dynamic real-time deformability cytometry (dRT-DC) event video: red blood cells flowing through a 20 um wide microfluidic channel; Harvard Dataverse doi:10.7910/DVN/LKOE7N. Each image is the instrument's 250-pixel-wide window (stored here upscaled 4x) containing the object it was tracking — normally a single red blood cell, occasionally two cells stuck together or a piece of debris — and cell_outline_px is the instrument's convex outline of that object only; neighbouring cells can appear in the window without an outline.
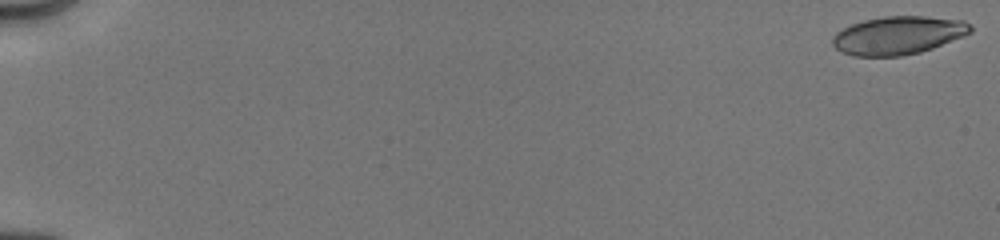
{"species": "human", "species_latin": "Homo sapiens", "temperature_condition": "cold", "stored_images_in_passage": 39, "camera_frame_rate_fps": 3000, "um_per_image_px": 0.085, "donor": {"sex": "male"}, "frame": {"image": 1, "passage_image": 1, "time_ms": 0.0, "image_size_px": [1000, 240], "cell_outline_px": [[972, 32], [964, 36], [932, 48], [920, 52], [900, 56], [852, 56], [840, 52], [832, 44], [832, 36], [836, 32], [852, 24], [864, 20], [884, 16], [924, 16], [964, 20], [972, 28]], "centroid_in_image_um": [76.32, 3.01], "position_along_channel_um": 8.7, "area_um2": 30.75}}
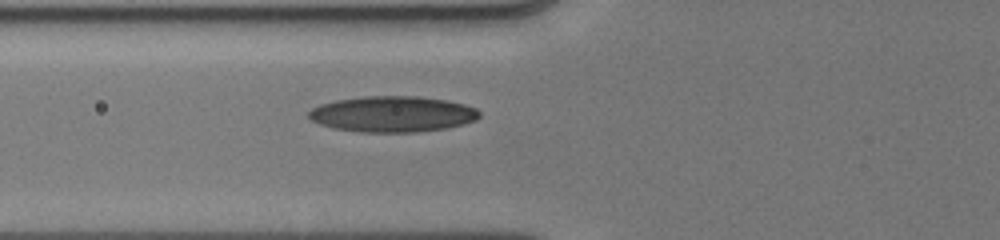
{"frame": {"image": 2, "passage_image": 36, "time_ms": 7.0, "image_size_px": [1000, 240], "cell_outline_px": [[480, 116], [476, 120], [444, 128], [416, 132], [360, 132], [336, 128], [320, 124], [312, 120], [308, 116], [308, 112], [312, 108], [320, 104], [336, 100], [364, 96], [416, 96], [444, 100], [464, 104], [476, 108], [480, 112]], "centroid_in_image_um": [33.35, 9.69], "position_along_channel_um": 92.5, "area_um2": 35.43}}
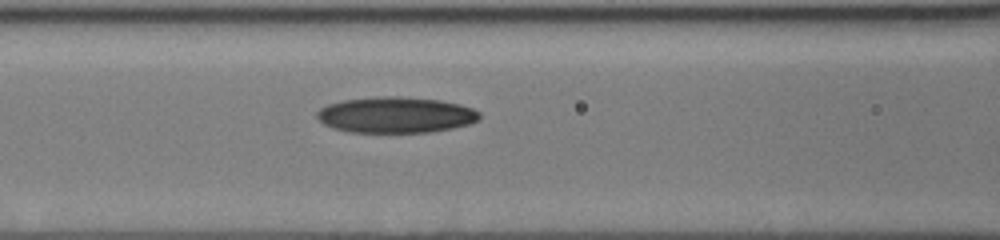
{"frame": {"image": 3, "passage_image": 39, "time_ms": 8.0, "image_size_px": [1000, 240], "cell_outline_px": [[480, 120], [468, 124], [452, 128], [428, 132], [348, 132], [332, 128], [324, 124], [316, 116], [316, 112], [320, 108], [328, 104], [344, 100], [376, 96], [400, 96], [440, 100], [460, 104], [472, 108], [480, 112]], "centroid_in_image_um": [33.63, 9.76], "position_along_channel_um": 133.0, "area_um2": 34.22}}